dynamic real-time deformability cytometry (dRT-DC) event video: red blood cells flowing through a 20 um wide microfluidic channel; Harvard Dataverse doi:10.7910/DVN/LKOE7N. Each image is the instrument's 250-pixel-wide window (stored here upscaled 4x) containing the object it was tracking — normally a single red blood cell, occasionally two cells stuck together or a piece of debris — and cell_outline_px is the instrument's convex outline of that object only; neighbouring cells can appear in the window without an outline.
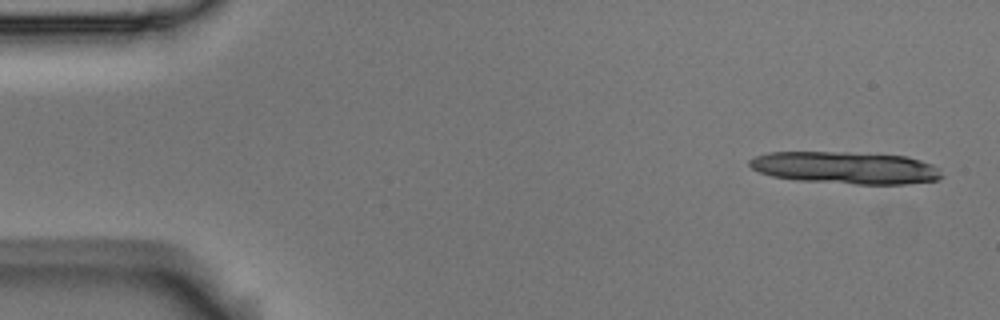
{"species": "Egyptian fruit bat (a non-hibernating species)", "species_latin": "Rousettus aegyptiacus", "temperature_condition": "room temperature", "stored_images_in_passage": 5, "camera_frame_rate_fps": 3000, "um_per_image_px": 0.085, "animal": {"sex": "male"}, "frame": {"image": 1, "passage_image": 1, "time_ms": 0.0, "image_size_px": [1000, 320], "cell_outline_px": [[944, 176], [940, 180], [904, 184], [856, 184], [796, 180], [772, 176], [760, 172], [752, 168], [748, 164], [748, 160], [756, 156], [768, 152], [848, 152], [908, 156], [932, 164], [940, 168]], "centroid_in_image_um": [71.92, 14.26], "position_along_channel_um": 13.1, "area_um2": 36.36}}